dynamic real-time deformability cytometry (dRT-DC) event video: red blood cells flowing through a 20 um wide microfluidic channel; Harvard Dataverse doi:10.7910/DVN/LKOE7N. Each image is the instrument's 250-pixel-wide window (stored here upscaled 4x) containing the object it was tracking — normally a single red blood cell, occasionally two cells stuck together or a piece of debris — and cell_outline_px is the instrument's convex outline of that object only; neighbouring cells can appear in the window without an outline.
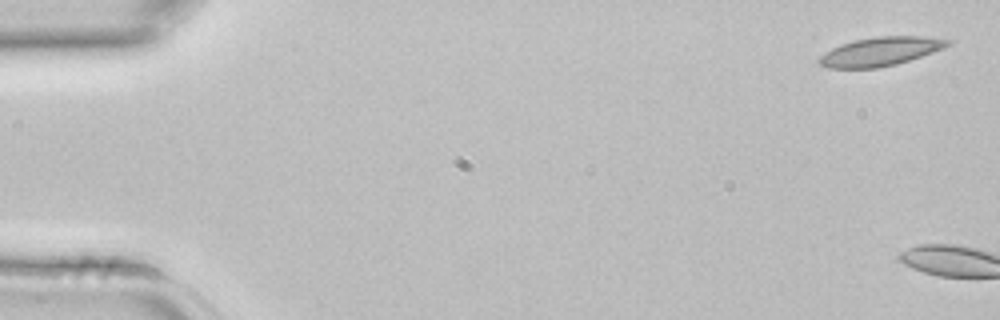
{"species": "common noctule bat (a hibernating species)", "species_latin": "Nyctalus noctula", "temperature_condition": "room temperature", "stored_images_in_passage": 3, "camera_frame_rate_fps": 3000, "um_per_image_px": 0.085, "animal": {"sex": "female", "body_mass_g": 22.7, "forearm_length_mm": 54.2}, "frame": {"image": 1, "passage_image": 1, "time_ms": 0.0, "image_size_px": [1000, 320], "cell_outline_px": [[952, 44], [944, 48], [896, 64], [876, 68], [828, 68], [820, 64], [816, 60], [820, 56], [832, 48], [840, 44], [856, 40], [876, 36], [924, 36], [952, 40]], "centroid_in_image_um": [74.83, 4.37], "position_along_channel_um": 10.2, "area_um2": 21.44}}